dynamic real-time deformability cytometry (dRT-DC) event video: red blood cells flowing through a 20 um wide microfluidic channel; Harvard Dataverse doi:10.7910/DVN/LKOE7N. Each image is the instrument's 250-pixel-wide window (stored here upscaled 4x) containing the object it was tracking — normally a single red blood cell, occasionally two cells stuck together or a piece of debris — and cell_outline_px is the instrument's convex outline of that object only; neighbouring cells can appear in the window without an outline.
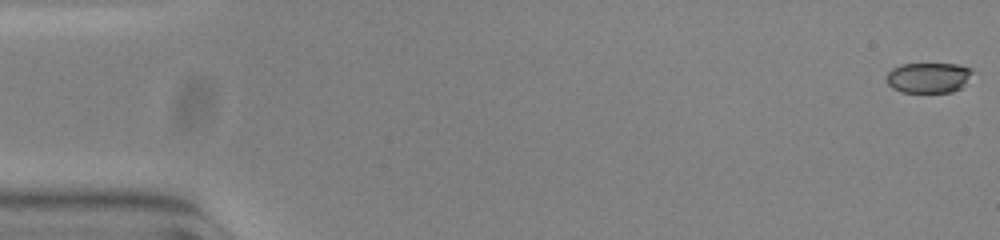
{"species": "common noctule bat (a hibernating species)", "species_latin": "Nyctalus noctula", "temperature_condition": "warm", "stored_images_in_passage": 10, "camera_frame_rate_fps": 3000, "um_per_image_px": 0.085, "animal": {"sex": "female", "body_mass_g": 23.0, "forearm_length_mm": 53.4}, "frame": {"image": 1, "passage_image": 1, "time_ms": 0.0, "image_size_px": [1000, 240], "cell_outline_px": [[972, 72], [964, 84], [960, 88], [952, 92], [900, 92], [892, 88], [888, 84], [888, 72], [892, 68], [900, 64], [956, 64], [972, 68]], "centroid_in_image_um": [78.9, 6.6], "position_along_channel_um": 6.1, "area_um2": 15.09}}